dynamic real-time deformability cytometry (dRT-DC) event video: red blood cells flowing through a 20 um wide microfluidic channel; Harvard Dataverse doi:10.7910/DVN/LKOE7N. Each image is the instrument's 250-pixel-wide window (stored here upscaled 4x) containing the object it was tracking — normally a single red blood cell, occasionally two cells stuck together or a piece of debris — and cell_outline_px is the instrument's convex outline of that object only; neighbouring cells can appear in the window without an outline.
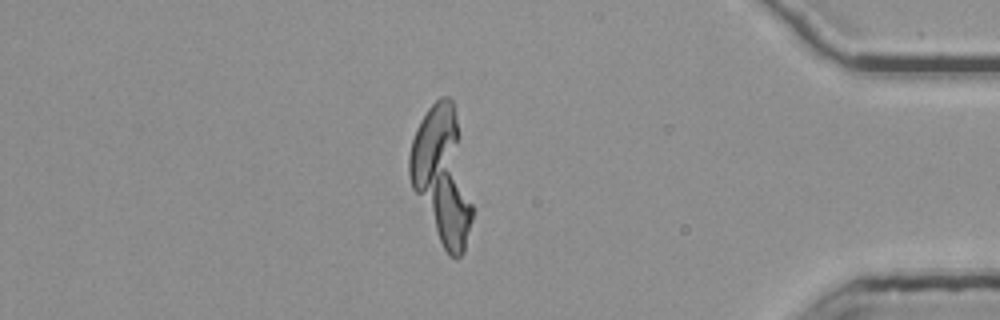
{"species": "common noctule bat (a hibernating species)", "species_latin": "Nyctalus noctula", "temperature_condition": "room temperature", "stored_images_in_passage": 52, "camera_frame_rate_fps": 3000, "um_per_image_px": 0.085, "animal": {"sex": "female", "body_mass_g": 25.1}, "frame": {"image": 1, "passage_image": 45, "time_ms": 14.667, "image_size_px": [1000, 320], "cell_outline_px": [[472, 220], [464, 252], [456, 260], [448, 256], [412, 188], [408, 172], [408, 156], [412, 140], [416, 128], [420, 120], [428, 108], [440, 96], [448, 96], [452, 100], [456, 116], [460, 136], [472, 204]], "centroid_in_image_um": [37.56, 14.94], "position_along_channel_um": 397.6, "area_um2": 49.25}}